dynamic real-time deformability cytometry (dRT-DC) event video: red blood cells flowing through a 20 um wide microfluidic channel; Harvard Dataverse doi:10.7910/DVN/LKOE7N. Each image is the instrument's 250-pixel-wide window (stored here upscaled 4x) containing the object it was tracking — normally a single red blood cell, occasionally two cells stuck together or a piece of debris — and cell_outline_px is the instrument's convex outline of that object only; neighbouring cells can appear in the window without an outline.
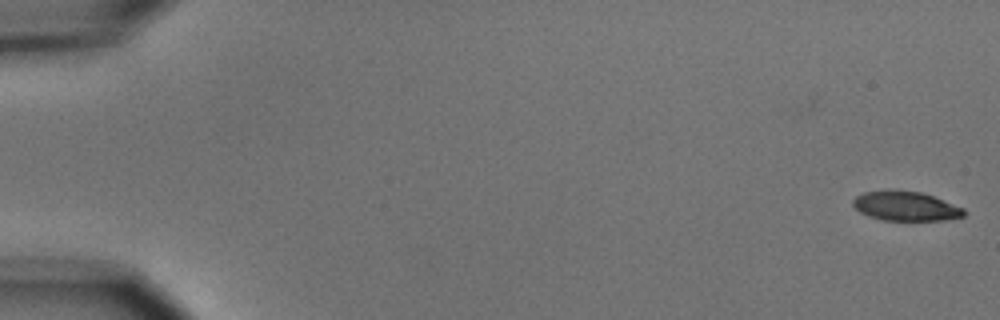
{"species": "common noctule bat (a hibernating species)", "species_latin": "Nyctalus noctula", "temperature_condition": "cold", "stored_images_in_passage": 7, "camera_frame_rate_fps": 3000, "um_per_image_px": 0.085, "animal": {"sex": "male", "body_mass_g": 15.6}, "frame": {"image": 1, "passage_image": 1, "time_ms": 0.0, "image_size_px": [1000, 320], "cell_outline_px": [[968, 212], [964, 216], [944, 220], [880, 220], [868, 216], [860, 212], [852, 204], [852, 200], [856, 196], [864, 192], [892, 188], [920, 192], [932, 196], [964, 208]], "centroid_in_image_um": [76.96, 17.5], "position_along_channel_um": 8.0, "area_um2": 19.31}}
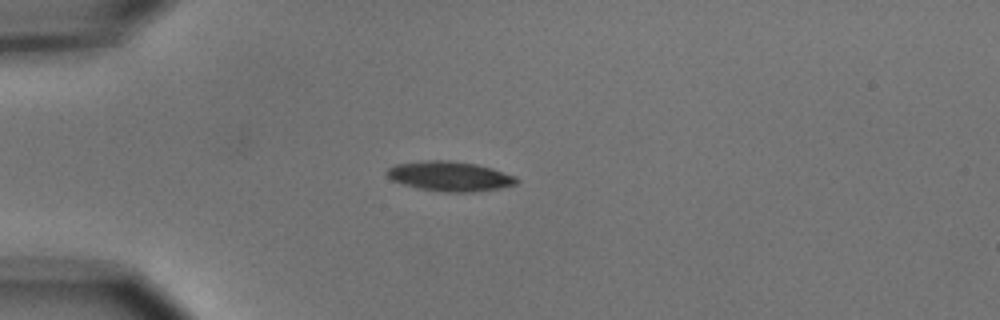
{"frame": {"image": 2, "passage_image": 5, "time_ms": 4.667, "image_size_px": [1000, 320], "cell_outline_px": [[520, 180], [516, 184], [500, 188], [472, 192], [448, 192], [420, 188], [404, 184], [392, 180], [384, 172], [392, 164], [424, 160], [448, 160], [476, 164], [492, 168], [516, 176]], "centroid_in_image_um": [38.23, 14.97], "position_along_channel_um": 46.8, "area_um2": 22.54}}
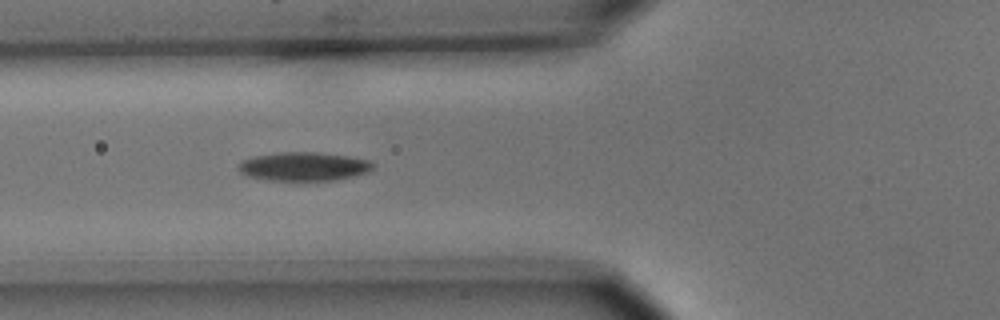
{"frame": {"image": 3, "passage_image": 7, "time_ms": 6.667, "image_size_px": [1000, 320], "cell_outline_px": [[376, 164], [368, 172], [336, 180], [268, 180], [248, 176], [240, 172], [236, 164], [252, 156], [280, 152], [320, 152], [352, 156], [372, 160]], "centroid_in_image_um": [25.85, 14.13], "position_along_channel_um": 99.9, "area_um2": 22.77}}